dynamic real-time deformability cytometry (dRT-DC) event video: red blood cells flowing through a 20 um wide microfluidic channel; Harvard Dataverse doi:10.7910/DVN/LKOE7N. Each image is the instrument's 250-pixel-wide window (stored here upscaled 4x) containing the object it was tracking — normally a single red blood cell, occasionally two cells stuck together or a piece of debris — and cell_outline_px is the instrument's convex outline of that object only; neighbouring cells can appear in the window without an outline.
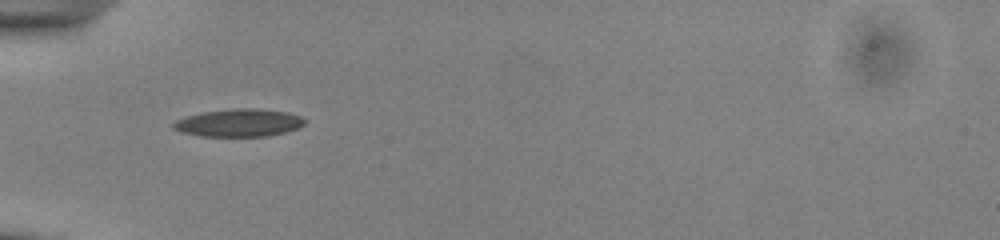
{"species": "common noctule bat (a hibernating species)", "species_latin": "Nyctalus noctula", "temperature_condition": "cold", "stored_images_in_passage": 36, "camera_frame_rate_fps": 3000, "um_per_image_px": 0.085, "animal": {"sex": "male", "body_mass_g": 13.0, "forearm_length_mm": 53.1}, "frame": {"image": 1, "passage_image": 1, "time_ms": 0.0, "image_size_px": [1000, 240], "cell_outline_px": [[308, 120], [300, 128], [288, 132], [268, 136], [200, 136], [180, 132], [172, 128], [172, 124], [176, 120], [184, 116], [200, 112], [232, 108], [260, 108], [288, 112], [300, 116]], "centroid_in_image_um": [20.32, 10.43], "position_along_channel_um": 64.7, "area_um2": 21.73}}
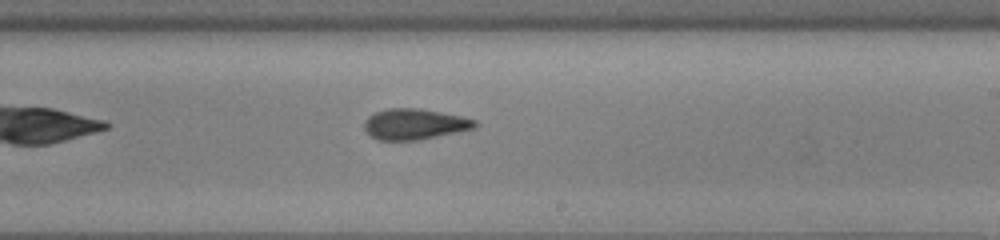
{"frame": {"image": 2, "passage_image": 16, "time_ms": 5.0, "image_size_px": [1000, 240], "cell_outline_px": [[476, 128], [420, 140], [376, 140], [368, 136], [364, 128], [364, 120], [368, 116], [376, 112], [388, 108], [420, 108], [460, 116], [476, 120]], "centroid_in_image_um": [35.19, 10.56], "position_along_channel_um": 253.8, "area_um2": 20.0}}
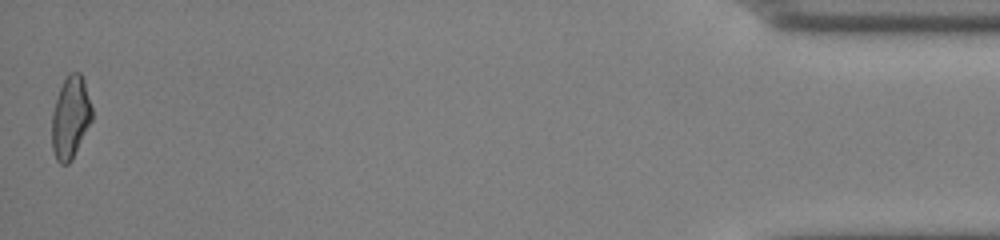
{"frame": {"image": 3, "passage_image": 36, "time_ms": 11.667, "image_size_px": [1000, 240], "cell_outline_px": [[92, 120], [72, 160], [68, 164], [60, 164], [56, 160], [52, 148], [52, 112], [60, 88], [68, 72], [80, 72], [84, 80], [92, 108]], "centroid_in_image_um": [5.99, 9.99], "position_along_channel_um": 429.2, "area_um2": 19.25}, "authors_computed_cell_mechanics": {"area_um2": 19.7676, "velocity_mm_per_s": 3.8807, "shape_relaxation_time_tau1_ms": 2.7205, "shape_relaxation_time_tau2_ms": 2.1095, "deformation_change_tau1": 0.1228, "deformation_change_tau2": 0.1016}}